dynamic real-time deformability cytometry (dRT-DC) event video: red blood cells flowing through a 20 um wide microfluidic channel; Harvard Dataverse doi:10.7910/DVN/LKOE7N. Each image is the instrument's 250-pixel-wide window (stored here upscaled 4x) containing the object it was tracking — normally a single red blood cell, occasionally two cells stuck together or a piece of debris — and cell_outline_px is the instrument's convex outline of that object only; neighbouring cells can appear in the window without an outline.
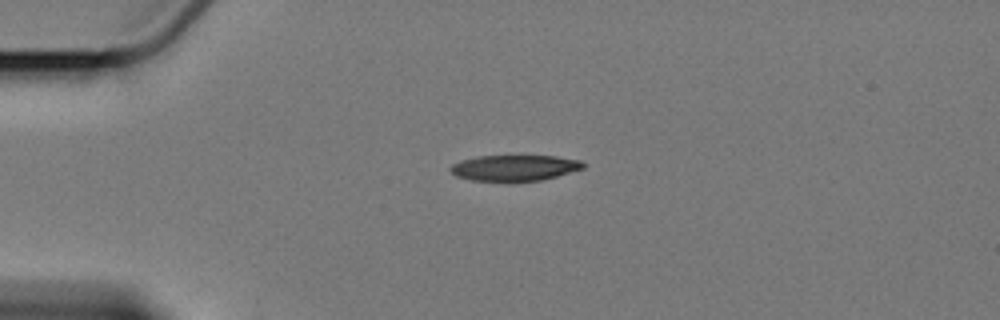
{"species": "Egyptian fruit bat (a non-hibernating species)", "species_latin": "Rousettus aegyptiacus", "temperature_condition": "cold", "stored_images_in_passage": 4, "camera_frame_rate_fps": 3000, "um_per_image_px": 0.085, "animal": {"sex": "female"}, "frame": {"image": 1, "passage_image": 1, "time_ms": 0.0, "image_size_px": [1000, 320], "cell_outline_px": [[584, 168], [556, 176], [540, 180], [512, 184], [472, 180], [456, 176], [448, 168], [452, 164], [460, 160], [480, 156], [556, 156], [580, 160], [584, 164]], "centroid_in_image_um": [43.69, 14.3], "position_along_channel_um": 41.3, "area_um2": 20.58}}
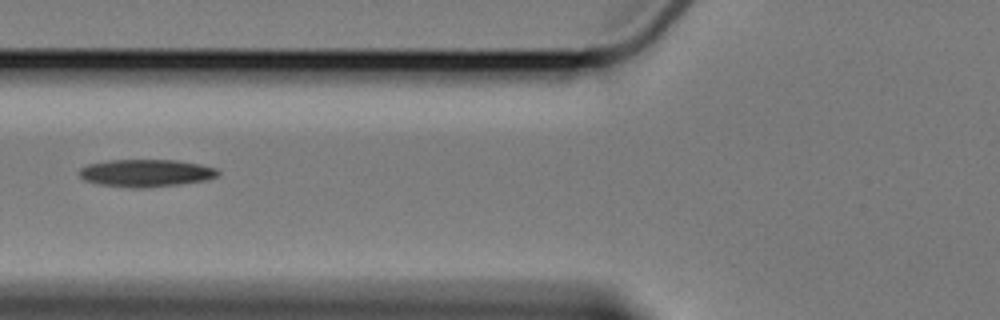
{"frame": {"image": 2, "passage_image": 3, "time_ms": 3.0, "image_size_px": [1000, 320], "cell_outline_px": [[220, 172], [216, 176], [208, 180], [180, 184], [140, 188], [132, 188], [96, 184], [84, 180], [80, 176], [80, 168], [88, 164], [108, 160], [176, 160], [200, 164], [216, 168]], "centroid_in_image_um": [12.4, 14.71], "position_along_channel_um": 113.4, "area_um2": 22.25}}
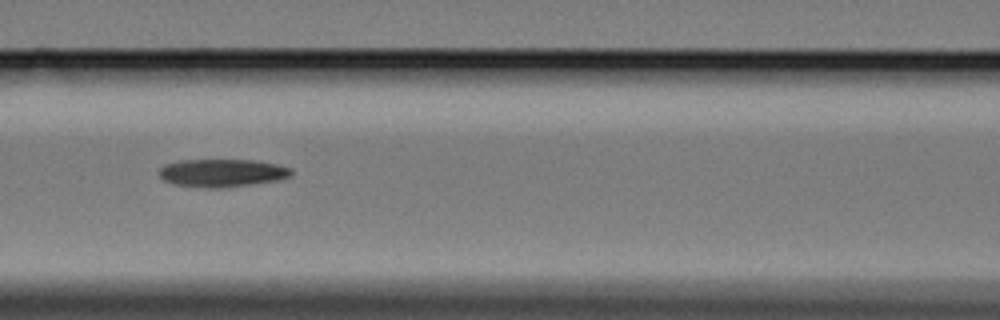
{"frame": {"image": 3, "passage_image": 4, "time_ms": 4.0, "image_size_px": [1000, 320], "cell_outline_px": [[292, 176], [280, 180], [224, 188], [204, 188], [172, 184], [164, 180], [160, 176], [160, 168], [164, 164], [180, 160], [256, 160], [280, 164], [292, 168]], "centroid_in_image_um": [18.92, 14.7], "position_along_channel_um": 147.7, "area_um2": 21.85}}